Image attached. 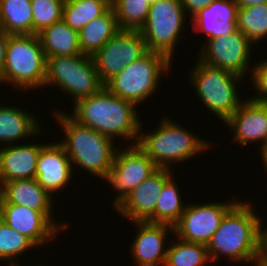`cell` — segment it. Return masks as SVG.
Segmentation results:
<instances>
[{
  "label": "cell",
  "instance_id": "cell-12",
  "mask_svg": "<svg viewBox=\"0 0 267 266\" xmlns=\"http://www.w3.org/2000/svg\"><path fill=\"white\" fill-rule=\"evenodd\" d=\"M237 202L229 200L220 203L218 201L187 203L180 220L174 226V235L187 242L208 245L225 214Z\"/></svg>",
  "mask_w": 267,
  "mask_h": 266
},
{
  "label": "cell",
  "instance_id": "cell-15",
  "mask_svg": "<svg viewBox=\"0 0 267 266\" xmlns=\"http://www.w3.org/2000/svg\"><path fill=\"white\" fill-rule=\"evenodd\" d=\"M158 168L140 185H138L114 209L124 218L134 221L155 223V208L164 183L174 174L173 171Z\"/></svg>",
  "mask_w": 267,
  "mask_h": 266
},
{
  "label": "cell",
  "instance_id": "cell-14",
  "mask_svg": "<svg viewBox=\"0 0 267 266\" xmlns=\"http://www.w3.org/2000/svg\"><path fill=\"white\" fill-rule=\"evenodd\" d=\"M1 219L9 227L25 235L36 246L54 241L61 231H66L69 224L55 221L54 211H36L25 206L0 202ZM54 218H53V217ZM55 238V239H54ZM47 242V243H46Z\"/></svg>",
  "mask_w": 267,
  "mask_h": 266
},
{
  "label": "cell",
  "instance_id": "cell-26",
  "mask_svg": "<svg viewBox=\"0 0 267 266\" xmlns=\"http://www.w3.org/2000/svg\"><path fill=\"white\" fill-rule=\"evenodd\" d=\"M110 7L111 0H65L62 19L73 30L79 32Z\"/></svg>",
  "mask_w": 267,
  "mask_h": 266
},
{
  "label": "cell",
  "instance_id": "cell-8",
  "mask_svg": "<svg viewBox=\"0 0 267 266\" xmlns=\"http://www.w3.org/2000/svg\"><path fill=\"white\" fill-rule=\"evenodd\" d=\"M50 85L69 95L73 103L104 88L93 57L84 54L47 58L44 87Z\"/></svg>",
  "mask_w": 267,
  "mask_h": 266
},
{
  "label": "cell",
  "instance_id": "cell-40",
  "mask_svg": "<svg viewBox=\"0 0 267 266\" xmlns=\"http://www.w3.org/2000/svg\"><path fill=\"white\" fill-rule=\"evenodd\" d=\"M2 219H1V206H0V221H1Z\"/></svg>",
  "mask_w": 267,
  "mask_h": 266
},
{
  "label": "cell",
  "instance_id": "cell-38",
  "mask_svg": "<svg viewBox=\"0 0 267 266\" xmlns=\"http://www.w3.org/2000/svg\"><path fill=\"white\" fill-rule=\"evenodd\" d=\"M261 153H259L261 155V159H262V162H263V165H264V171L266 169V172H267V145L264 146L261 150ZM267 175V174H266Z\"/></svg>",
  "mask_w": 267,
  "mask_h": 266
},
{
  "label": "cell",
  "instance_id": "cell-5",
  "mask_svg": "<svg viewBox=\"0 0 267 266\" xmlns=\"http://www.w3.org/2000/svg\"><path fill=\"white\" fill-rule=\"evenodd\" d=\"M47 58L37 34L8 35L0 84L9 83L15 91L44 87Z\"/></svg>",
  "mask_w": 267,
  "mask_h": 266
},
{
  "label": "cell",
  "instance_id": "cell-29",
  "mask_svg": "<svg viewBox=\"0 0 267 266\" xmlns=\"http://www.w3.org/2000/svg\"><path fill=\"white\" fill-rule=\"evenodd\" d=\"M237 29L253 44L267 38V3L238 8Z\"/></svg>",
  "mask_w": 267,
  "mask_h": 266
},
{
  "label": "cell",
  "instance_id": "cell-4",
  "mask_svg": "<svg viewBox=\"0 0 267 266\" xmlns=\"http://www.w3.org/2000/svg\"><path fill=\"white\" fill-rule=\"evenodd\" d=\"M158 128L152 133L143 132L140 125L137 146L140 147L158 168L172 170L171 164L186 162L198 153L211 148V142L193 134V131L177 121L162 117Z\"/></svg>",
  "mask_w": 267,
  "mask_h": 266
},
{
  "label": "cell",
  "instance_id": "cell-1",
  "mask_svg": "<svg viewBox=\"0 0 267 266\" xmlns=\"http://www.w3.org/2000/svg\"><path fill=\"white\" fill-rule=\"evenodd\" d=\"M253 204L239 201L225 214L207 245L212 263L223 255L238 263L260 265V224L264 223Z\"/></svg>",
  "mask_w": 267,
  "mask_h": 266
},
{
  "label": "cell",
  "instance_id": "cell-6",
  "mask_svg": "<svg viewBox=\"0 0 267 266\" xmlns=\"http://www.w3.org/2000/svg\"><path fill=\"white\" fill-rule=\"evenodd\" d=\"M172 62L162 53L148 51L109 79L104 87L112 94L136 106L157 92L160 78L171 72ZM166 73V74H164ZM163 74V75H162Z\"/></svg>",
  "mask_w": 267,
  "mask_h": 266
},
{
  "label": "cell",
  "instance_id": "cell-18",
  "mask_svg": "<svg viewBox=\"0 0 267 266\" xmlns=\"http://www.w3.org/2000/svg\"><path fill=\"white\" fill-rule=\"evenodd\" d=\"M72 170L74 167L64 147L53 140L40 150L35 179L53 197L54 192L58 193L70 184L75 173Z\"/></svg>",
  "mask_w": 267,
  "mask_h": 266
},
{
  "label": "cell",
  "instance_id": "cell-16",
  "mask_svg": "<svg viewBox=\"0 0 267 266\" xmlns=\"http://www.w3.org/2000/svg\"><path fill=\"white\" fill-rule=\"evenodd\" d=\"M233 131V140L241 148L259 143L261 150L267 145V102L246 98L224 122ZM231 128V129H230Z\"/></svg>",
  "mask_w": 267,
  "mask_h": 266
},
{
  "label": "cell",
  "instance_id": "cell-33",
  "mask_svg": "<svg viewBox=\"0 0 267 266\" xmlns=\"http://www.w3.org/2000/svg\"><path fill=\"white\" fill-rule=\"evenodd\" d=\"M255 66V67H254ZM252 73H251V82L253 89H256V96L249 97L257 101H266L267 102V59H264L262 62L254 64ZM258 93V94H257Z\"/></svg>",
  "mask_w": 267,
  "mask_h": 266
},
{
  "label": "cell",
  "instance_id": "cell-22",
  "mask_svg": "<svg viewBox=\"0 0 267 266\" xmlns=\"http://www.w3.org/2000/svg\"><path fill=\"white\" fill-rule=\"evenodd\" d=\"M33 114V115H32ZM30 114L21 107L0 105V141L12 145L28 137L41 134V122L34 113ZM37 117V118H36ZM39 133V134H38Z\"/></svg>",
  "mask_w": 267,
  "mask_h": 266
},
{
  "label": "cell",
  "instance_id": "cell-35",
  "mask_svg": "<svg viewBox=\"0 0 267 266\" xmlns=\"http://www.w3.org/2000/svg\"><path fill=\"white\" fill-rule=\"evenodd\" d=\"M263 226L260 224V265H267V228Z\"/></svg>",
  "mask_w": 267,
  "mask_h": 266
},
{
  "label": "cell",
  "instance_id": "cell-39",
  "mask_svg": "<svg viewBox=\"0 0 267 266\" xmlns=\"http://www.w3.org/2000/svg\"><path fill=\"white\" fill-rule=\"evenodd\" d=\"M150 5L156 3L158 0H146Z\"/></svg>",
  "mask_w": 267,
  "mask_h": 266
},
{
  "label": "cell",
  "instance_id": "cell-24",
  "mask_svg": "<svg viewBox=\"0 0 267 266\" xmlns=\"http://www.w3.org/2000/svg\"><path fill=\"white\" fill-rule=\"evenodd\" d=\"M120 28L112 7L79 31V43L84 55L94 56Z\"/></svg>",
  "mask_w": 267,
  "mask_h": 266
},
{
  "label": "cell",
  "instance_id": "cell-36",
  "mask_svg": "<svg viewBox=\"0 0 267 266\" xmlns=\"http://www.w3.org/2000/svg\"><path fill=\"white\" fill-rule=\"evenodd\" d=\"M7 43H8V34H6L0 28V76L2 74V68H3L4 63H5Z\"/></svg>",
  "mask_w": 267,
  "mask_h": 266
},
{
  "label": "cell",
  "instance_id": "cell-19",
  "mask_svg": "<svg viewBox=\"0 0 267 266\" xmlns=\"http://www.w3.org/2000/svg\"><path fill=\"white\" fill-rule=\"evenodd\" d=\"M44 144H12L0 147V185L36 178L38 155Z\"/></svg>",
  "mask_w": 267,
  "mask_h": 266
},
{
  "label": "cell",
  "instance_id": "cell-10",
  "mask_svg": "<svg viewBox=\"0 0 267 266\" xmlns=\"http://www.w3.org/2000/svg\"><path fill=\"white\" fill-rule=\"evenodd\" d=\"M157 169L156 164L137 145H129L126 149H123V146L118 147L112 168L103 179L113 186V190L117 193L112 207L118 206L129 193Z\"/></svg>",
  "mask_w": 267,
  "mask_h": 266
},
{
  "label": "cell",
  "instance_id": "cell-20",
  "mask_svg": "<svg viewBox=\"0 0 267 266\" xmlns=\"http://www.w3.org/2000/svg\"><path fill=\"white\" fill-rule=\"evenodd\" d=\"M237 4L234 0H214L192 16L193 32H201L206 39L230 35L237 29Z\"/></svg>",
  "mask_w": 267,
  "mask_h": 266
},
{
  "label": "cell",
  "instance_id": "cell-23",
  "mask_svg": "<svg viewBox=\"0 0 267 266\" xmlns=\"http://www.w3.org/2000/svg\"><path fill=\"white\" fill-rule=\"evenodd\" d=\"M37 35L46 58L83 54L79 43V32L68 26L63 19L44 28Z\"/></svg>",
  "mask_w": 267,
  "mask_h": 266
},
{
  "label": "cell",
  "instance_id": "cell-34",
  "mask_svg": "<svg viewBox=\"0 0 267 266\" xmlns=\"http://www.w3.org/2000/svg\"><path fill=\"white\" fill-rule=\"evenodd\" d=\"M213 1L214 0H181L185 13L188 12L191 17Z\"/></svg>",
  "mask_w": 267,
  "mask_h": 266
},
{
  "label": "cell",
  "instance_id": "cell-3",
  "mask_svg": "<svg viewBox=\"0 0 267 266\" xmlns=\"http://www.w3.org/2000/svg\"><path fill=\"white\" fill-rule=\"evenodd\" d=\"M54 111L53 118L65 134L64 139L58 142L64 147L72 165L103 180L113 165L118 148L114 145L115 141L91 127L79 124L65 110Z\"/></svg>",
  "mask_w": 267,
  "mask_h": 266
},
{
  "label": "cell",
  "instance_id": "cell-11",
  "mask_svg": "<svg viewBox=\"0 0 267 266\" xmlns=\"http://www.w3.org/2000/svg\"><path fill=\"white\" fill-rule=\"evenodd\" d=\"M203 45L200 53L196 55L197 60L209 66L227 70L242 78L246 73L250 72L251 75L253 66L250 68L251 61L249 60L254 44L240 30L230 35L207 39Z\"/></svg>",
  "mask_w": 267,
  "mask_h": 266
},
{
  "label": "cell",
  "instance_id": "cell-13",
  "mask_svg": "<svg viewBox=\"0 0 267 266\" xmlns=\"http://www.w3.org/2000/svg\"><path fill=\"white\" fill-rule=\"evenodd\" d=\"M148 52L139 30H120L93 56L101 81L105 84L114 75Z\"/></svg>",
  "mask_w": 267,
  "mask_h": 266
},
{
  "label": "cell",
  "instance_id": "cell-28",
  "mask_svg": "<svg viewBox=\"0 0 267 266\" xmlns=\"http://www.w3.org/2000/svg\"><path fill=\"white\" fill-rule=\"evenodd\" d=\"M171 243L167 246L164 266H205L206 263L209 266L211 263L207 245L187 242L178 237Z\"/></svg>",
  "mask_w": 267,
  "mask_h": 266
},
{
  "label": "cell",
  "instance_id": "cell-30",
  "mask_svg": "<svg viewBox=\"0 0 267 266\" xmlns=\"http://www.w3.org/2000/svg\"><path fill=\"white\" fill-rule=\"evenodd\" d=\"M120 30H140L147 20L150 4L146 0H111Z\"/></svg>",
  "mask_w": 267,
  "mask_h": 266
},
{
  "label": "cell",
  "instance_id": "cell-2",
  "mask_svg": "<svg viewBox=\"0 0 267 266\" xmlns=\"http://www.w3.org/2000/svg\"><path fill=\"white\" fill-rule=\"evenodd\" d=\"M73 104V113L68 115L79 124L113 140L117 136L118 139L131 140L128 145L137 144L142 121L137 106L131 101L121 99L104 87Z\"/></svg>",
  "mask_w": 267,
  "mask_h": 266
},
{
  "label": "cell",
  "instance_id": "cell-25",
  "mask_svg": "<svg viewBox=\"0 0 267 266\" xmlns=\"http://www.w3.org/2000/svg\"><path fill=\"white\" fill-rule=\"evenodd\" d=\"M0 28L8 35L33 34L31 0H0Z\"/></svg>",
  "mask_w": 267,
  "mask_h": 266
},
{
  "label": "cell",
  "instance_id": "cell-17",
  "mask_svg": "<svg viewBox=\"0 0 267 266\" xmlns=\"http://www.w3.org/2000/svg\"><path fill=\"white\" fill-rule=\"evenodd\" d=\"M136 227V238L130 245L131 256L137 266H164L166 260L167 246L165 239L174 227L151 223L148 221H134Z\"/></svg>",
  "mask_w": 267,
  "mask_h": 266
},
{
  "label": "cell",
  "instance_id": "cell-9",
  "mask_svg": "<svg viewBox=\"0 0 267 266\" xmlns=\"http://www.w3.org/2000/svg\"><path fill=\"white\" fill-rule=\"evenodd\" d=\"M186 16L181 0H158L150 5L147 20L139 30L148 51L162 53L173 61Z\"/></svg>",
  "mask_w": 267,
  "mask_h": 266
},
{
  "label": "cell",
  "instance_id": "cell-27",
  "mask_svg": "<svg viewBox=\"0 0 267 266\" xmlns=\"http://www.w3.org/2000/svg\"><path fill=\"white\" fill-rule=\"evenodd\" d=\"M174 180V177L171 176L164 183L155 208V223L172 227L178 223L186 208V205L182 203L180 189Z\"/></svg>",
  "mask_w": 267,
  "mask_h": 266
},
{
  "label": "cell",
  "instance_id": "cell-32",
  "mask_svg": "<svg viewBox=\"0 0 267 266\" xmlns=\"http://www.w3.org/2000/svg\"><path fill=\"white\" fill-rule=\"evenodd\" d=\"M65 0H31L33 11V34L62 20Z\"/></svg>",
  "mask_w": 267,
  "mask_h": 266
},
{
  "label": "cell",
  "instance_id": "cell-37",
  "mask_svg": "<svg viewBox=\"0 0 267 266\" xmlns=\"http://www.w3.org/2000/svg\"><path fill=\"white\" fill-rule=\"evenodd\" d=\"M238 8H246L257 4H265L267 0H234Z\"/></svg>",
  "mask_w": 267,
  "mask_h": 266
},
{
  "label": "cell",
  "instance_id": "cell-7",
  "mask_svg": "<svg viewBox=\"0 0 267 266\" xmlns=\"http://www.w3.org/2000/svg\"><path fill=\"white\" fill-rule=\"evenodd\" d=\"M193 67L187 78L195 88L198 99L211 114L225 122L244 101L240 100L237 91V85L244 78L199 60Z\"/></svg>",
  "mask_w": 267,
  "mask_h": 266
},
{
  "label": "cell",
  "instance_id": "cell-21",
  "mask_svg": "<svg viewBox=\"0 0 267 266\" xmlns=\"http://www.w3.org/2000/svg\"><path fill=\"white\" fill-rule=\"evenodd\" d=\"M53 199L35 178L13 180L0 185V202L21 205L36 211H53Z\"/></svg>",
  "mask_w": 267,
  "mask_h": 266
},
{
  "label": "cell",
  "instance_id": "cell-31",
  "mask_svg": "<svg viewBox=\"0 0 267 266\" xmlns=\"http://www.w3.org/2000/svg\"><path fill=\"white\" fill-rule=\"evenodd\" d=\"M38 248L25 235L9 227L4 221H0V261L8 260L10 266L20 265L16 258L23 255L26 251ZM18 263V264H17Z\"/></svg>",
  "mask_w": 267,
  "mask_h": 266
}]
</instances>
